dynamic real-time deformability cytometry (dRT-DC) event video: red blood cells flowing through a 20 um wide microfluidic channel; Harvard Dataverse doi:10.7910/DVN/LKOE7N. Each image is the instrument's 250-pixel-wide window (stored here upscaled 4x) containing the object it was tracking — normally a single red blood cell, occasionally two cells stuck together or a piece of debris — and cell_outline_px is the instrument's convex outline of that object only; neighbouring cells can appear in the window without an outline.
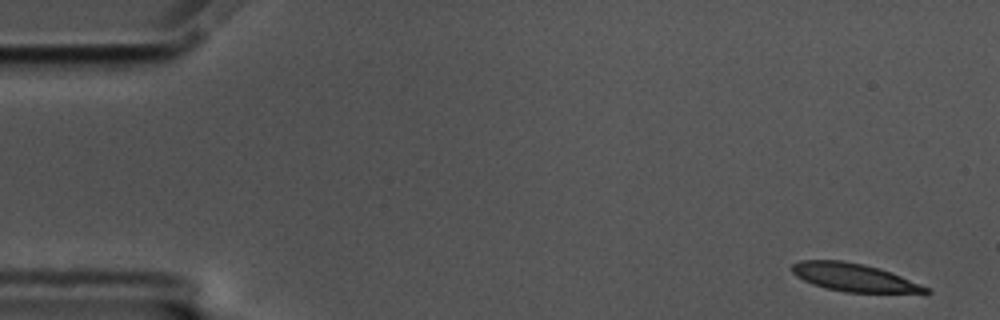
{"species": "common noctule bat (a hibernating species)", "species_latin": "Nyctalus noctula", "temperature_condition": "cold", "stored_images_in_passage": 56, "camera_frame_rate_fps": 3000, "um_per_image_px": 0.085, "animal": {"sex": "male", "body_mass_g": 17.5, "forearm_length_mm": 52.3}, "frame": {"image": 1, "passage_image": 1, "time_ms": 0.0, "image_size_px": [1000, 320], "cell_outline_px": [[932, 292], [928, 296], [844, 292], [812, 284], [796, 276], [792, 272], [792, 264], [800, 260], [840, 260], [864, 264], [880, 268], [920, 284], [928, 288]], "centroid_in_image_um": [72.75, 23.64], "position_along_channel_um": 12.2, "area_um2": 22.66}}
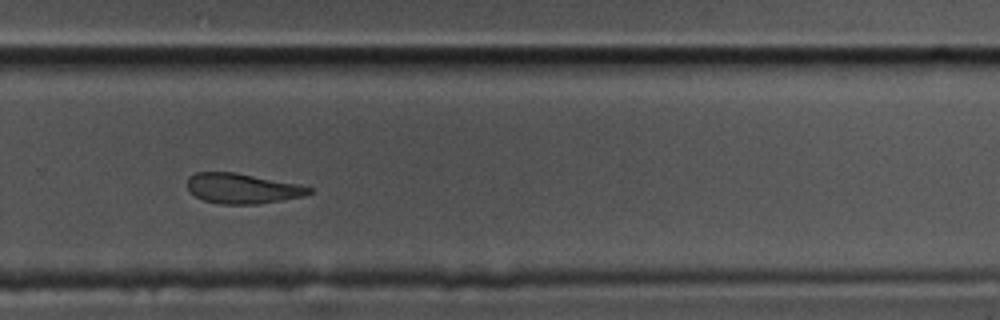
{"frame": {"image": 2, "passage_image": 37, "time_ms": 12.0, "image_size_px": [1000, 320], "cell_outline_px": [[312, 192], [304, 196], [256, 204], [224, 204], [204, 200], [196, 196], [188, 188], [188, 176], [196, 172], [236, 172], [300, 184], [312, 188]], "centroid_in_image_um": [20.62, 16.0], "position_along_channel_um": 309.2, "area_um2": 21.27}}
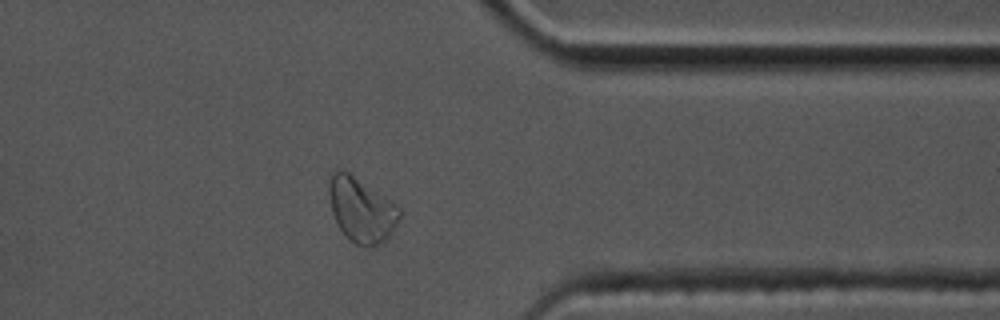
{"frame": {"image": 3, "passage_image": 44, "time_ms": 14.333, "image_size_px": [1000, 320], "cell_outline_px": [[400, 216], [392, 232], [384, 240], [372, 248], [356, 244], [348, 240], [344, 236], [332, 212], [328, 192], [328, 184], [332, 172], [340, 168], [344, 168], [384, 196], [400, 208]], "centroid_in_image_um": [30.68, 17.82], "position_along_channel_um": 380.7, "area_um2": 26.53}, "authors_computed_cell_mechanics": {"area_um2": 23.12, "velocity_mm_per_s": 3.4722, "shape_relaxation_time_tau1_ms": 6.8883, "shape_relaxation_time_tau2_ms": 6.3087, "deformation_change_tau1": 0.1578, "deformation_change_tau2": 0.1178}}